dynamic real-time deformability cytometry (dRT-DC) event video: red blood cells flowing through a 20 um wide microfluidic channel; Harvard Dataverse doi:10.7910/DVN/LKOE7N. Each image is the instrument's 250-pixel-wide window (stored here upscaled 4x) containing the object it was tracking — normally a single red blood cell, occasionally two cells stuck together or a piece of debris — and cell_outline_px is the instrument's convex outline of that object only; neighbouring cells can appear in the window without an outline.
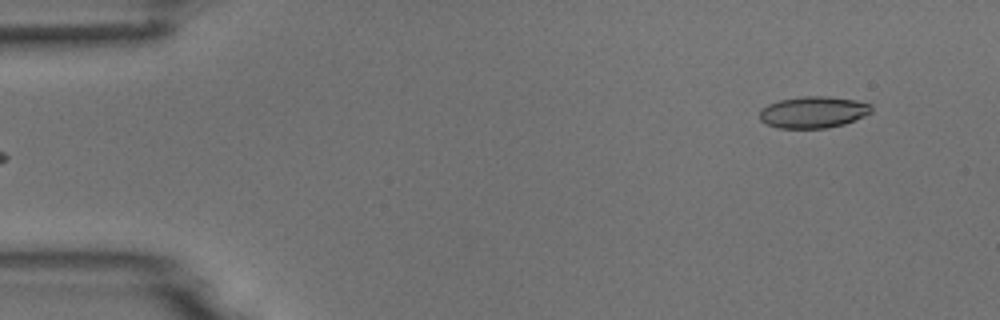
{"species": "common noctule bat (a hibernating species)", "species_latin": "Nyctalus noctula", "temperature_condition": "room temperature", "stored_images_in_passage": 5, "segment_of_instrument_passage": [2, 2], "camera_frame_rate_fps": 3000, "um_per_image_px": 0.085, "animal": {"sex": "male", "body_mass_g": 18.8}, "frame": {"image": 1, "passage_image": 5, "time_ms": 5.333, "image_size_px": [1000, 320], "cell_outline_px": [[872, 112], [864, 116], [844, 124], [824, 128], [780, 128], [768, 124], [760, 120], [760, 108], [768, 104], [780, 100], [804, 96], [828, 96], [856, 100], [872, 104]], "centroid_in_image_um": [69.14, 9.52], "position_along_channel_um": 15.9, "area_um2": 20.58}}